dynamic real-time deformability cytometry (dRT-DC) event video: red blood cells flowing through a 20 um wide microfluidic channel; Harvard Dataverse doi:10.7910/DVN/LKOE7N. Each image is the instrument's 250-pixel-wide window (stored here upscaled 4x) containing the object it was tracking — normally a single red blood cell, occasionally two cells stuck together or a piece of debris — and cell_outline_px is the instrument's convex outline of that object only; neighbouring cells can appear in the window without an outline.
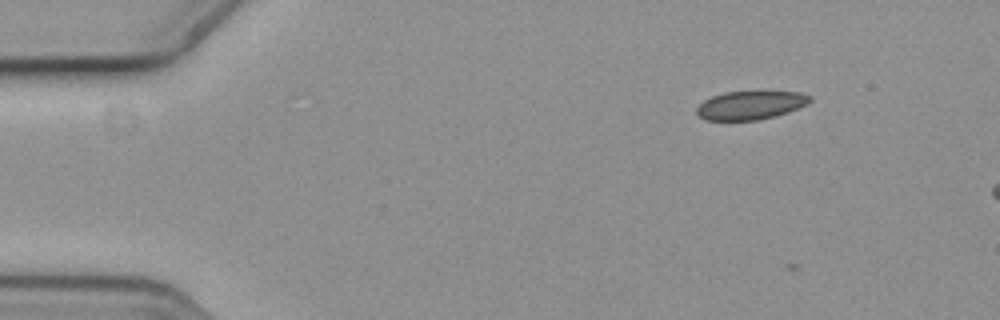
{"species": "common noctule bat (a hibernating species)", "species_latin": "Nyctalus noctula", "temperature_condition": "cold", "stored_images_in_passage": 5, "camera_frame_rate_fps": 3000, "um_per_image_px": 0.085, "animal": {"sex": "female", "body_mass_g": 19.3, "forearm_length_mm": 54.1}, "frame": {"image": 1, "passage_image": 3, "time_ms": 0.667, "image_size_px": [1000, 320], "cell_outline_px": [[812, 100], [808, 104], [788, 112], [776, 116], [756, 120], [704, 120], [696, 116], [696, 108], [704, 100], [712, 96], [724, 92], [756, 88], [764, 88], [800, 92], [812, 96]], "centroid_in_image_um": [63.83, 8.87], "position_along_channel_um": 21.2, "area_um2": 20.11}}
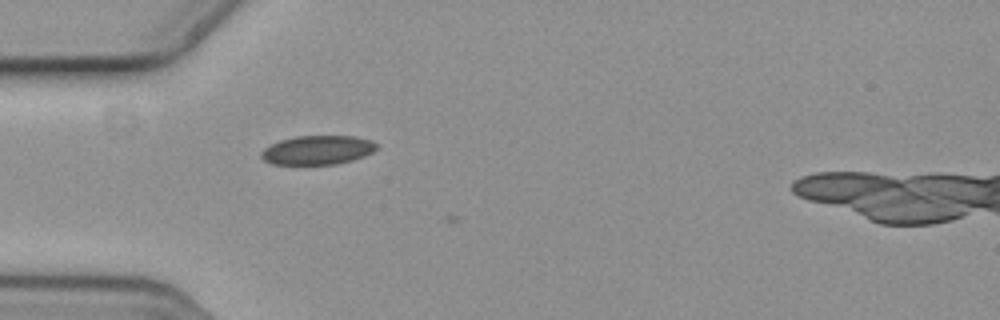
{"frame": {"image": 2, "passage_image": 5, "time_ms": 1.333, "image_size_px": [1000, 320], "cell_outline_px": [[380, 144], [372, 152], [364, 156], [352, 160], [336, 164], [272, 164], [264, 160], [260, 156], [260, 152], [264, 148], [280, 140], [296, 136], [356, 136], [372, 140]], "centroid_in_image_um": [27.01, 12.75], "position_along_channel_um": 58.0, "area_um2": 19.59}}